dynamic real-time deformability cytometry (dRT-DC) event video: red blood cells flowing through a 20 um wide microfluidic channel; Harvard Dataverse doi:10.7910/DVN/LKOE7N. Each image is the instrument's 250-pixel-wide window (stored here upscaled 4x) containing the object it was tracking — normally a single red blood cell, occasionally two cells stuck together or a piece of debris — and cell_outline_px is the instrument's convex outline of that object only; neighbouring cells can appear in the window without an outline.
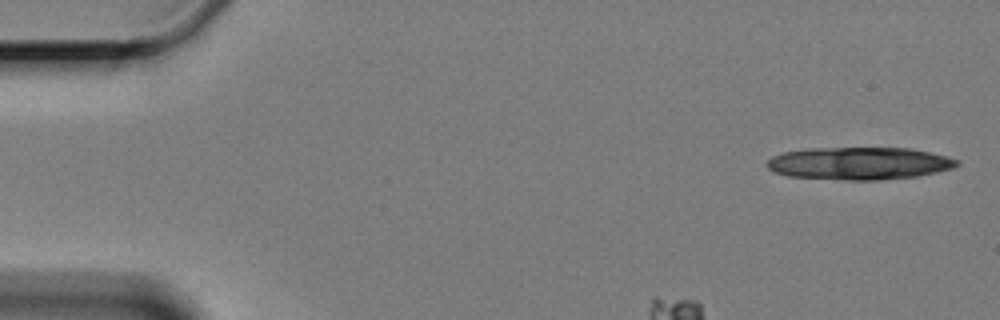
{"species": "Egyptian fruit bat (a non-hibernating species)", "species_latin": "Rousettus aegyptiacus", "temperature_condition": "cold", "stored_images_in_passage": 4, "camera_frame_rate_fps": 3000, "um_per_image_px": 0.085, "animal": {"sex": "female"}, "frame": {"image": 1, "passage_image": 1, "time_ms": 0.0, "image_size_px": [1000, 320], "cell_outline_px": [[960, 164], [952, 168], [936, 172], [916, 176], [880, 180], [848, 180], [788, 176], [772, 172], [768, 168], [768, 160], [772, 156], [784, 152], [808, 148], [912, 148], [948, 156], [960, 160]], "centroid_in_image_um": [73.05, 13.88], "position_along_channel_um": 11.9, "area_um2": 36.13}}